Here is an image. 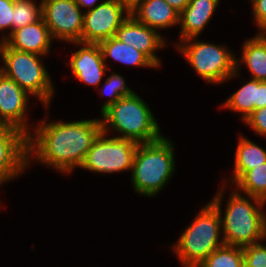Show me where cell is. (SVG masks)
<instances>
[{"mask_svg": "<svg viewBox=\"0 0 266 267\" xmlns=\"http://www.w3.org/2000/svg\"><path fill=\"white\" fill-rule=\"evenodd\" d=\"M101 131L100 119L48 124L42 121L34 131L35 138L32 133L27 138L28 164L30 154H35L39 162L70 173L76 166L81 167Z\"/></svg>", "mask_w": 266, "mask_h": 267, "instance_id": "6da1fadb", "label": "cell"}, {"mask_svg": "<svg viewBox=\"0 0 266 267\" xmlns=\"http://www.w3.org/2000/svg\"><path fill=\"white\" fill-rule=\"evenodd\" d=\"M223 188H225L224 185L211 203L218 209L221 215L222 239L224 243L226 245L244 247L258 243L257 240L266 238V214L260 210L265 201L258 197L248 196V198L257 203L255 207L253 203L249 202L238 191H233L228 200L223 218L221 214Z\"/></svg>", "mask_w": 266, "mask_h": 267, "instance_id": "7a4b0ae2", "label": "cell"}, {"mask_svg": "<svg viewBox=\"0 0 266 267\" xmlns=\"http://www.w3.org/2000/svg\"><path fill=\"white\" fill-rule=\"evenodd\" d=\"M101 114L104 118L101 120L102 132L106 135L111 127L122 134L119 138L131 139L139 144L162 137L148 105L136 93L122 97Z\"/></svg>", "mask_w": 266, "mask_h": 267, "instance_id": "3957f363", "label": "cell"}, {"mask_svg": "<svg viewBox=\"0 0 266 267\" xmlns=\"http://www.w3.org/2000/svg\"><path fill=\"white\" fill-rule=\"evenodd\" d=\"M174 151L169 139L140 143L132 165L134 189L145 196H154L166 185L174 172Z\"/></svg>", "mask_w": 266, "mask_h": 267, "instance_id": "277c9868", "label": "cell"}, {"mask_svg": "<svg viewBox=\"0 0 266 267\" xmlns=\"http://www.w3.org/2000/svg\"><path fill=\"white\" fill-rule=\"evenodd\" d=\"M222 228L221 215L210 202L199 212L174 245L184 267H198L213 251L224 245L219 241Z\"/></svg>", "mask_w": 266, "mask_h": 267, "instance_id": "5b68a950", "label": "cell"}, {"mask_svg": "<svg viewBox=\"0 0 266 267\" xmlns=\"http://www.w3.org/2000/svg\"><path fill=\"white\" fill-rule=\"evenodd\" d=\"M0 54L5 63L0 72L48 106L54 89L51 78L39 58L41 55L12 49L2 40Z\"/></svg>", "mask_w": 266, "mask_h": 267, "instance_id": "8992f818", "label": "cell"}, {"mask_svg": "<svg viewBox=\"0 0 266 267\" xmlns=\"http://www.w3.org/2000/svg\"><path fill=\"white\" fill-rule=\"evenodd\" d=\"M193 38L181 41L184 45L177 48L185 55L195 71L205 80L212 83H222L236 77L238 63L234 55L226 47L204 42H192ZM192 43H191V42Z\"/></svg>", "mask_w": 266, "mask_h": 267, "instance_id": "52a82bcc", "label": "cell"}, {"mask_svg": "<svg viewBox=\"0 0 266 267\" xmlns=\"http://www.w3.org/2000/svg\"><path fill=\"white\" fill-rule=\"evenodd\" d=\"M104 132L93 141L81 168L97 173H115L132 170L133 159L139 143L131 139L106 138Z\"/></svg>", "mask_w": 266, "mask_h": 267, "instance_id": "ba28073f", "label": "cell"}, {"mask_svg": "<svg viewBox=\"0 0 266 267\" xmlns=\"http://www.w3.org/2000/svg\"><path fill=\"white\" fill-rule=\"evenodd\" d=\"M42 18L52 38L82 43L83 16L75 0H42Z\"/></svg>", "mask_w": 266, "mask_h": 267, "instance_id": "9c48e42d", "label": "cell"}, {"mask_svg": "<svg viewBox=\"0 0 266 267\" xmlns=\"http://www.w3.org/2000/svg\"><path fill=\"white\" fill-rule=\"evenodd\" d=\"M83 14L82 43L99 44L115 35L130 11L117 0H106Z\"/></svg>", "mask_w": 266, "mask_h": 267, "instance_id": "30bf717a", "label": "cell"}, {"mask_svg": "<svg viewBox=\"0 0 266 267\" xmlns=\"http://www.w3.org/2000/svg\"><path fill=\"white\" fill-rule=\"evenodd\" d=\"M28 93L0 72V125L10 126L29 136L25 123Z\"/></svg>", "mask_w": 266, "mask_h": 267, "instance_id": "8fae6325", "label": "cell"}, {"mask_svg": "<svg viewBox=\"0 0 266 267\" xmlns=\"http://www.w3.org/2000/svg\"><path fill=\"white\" fill-rule=\"evenodd\" d=\"M114 37L145 54L157 67L160 66V60L154 52L166 46L164 39L156 30L138 22L131 14Z\"/></svg>", "mask_w": 266, "mask_h": 267, "instance_id": "7c38bea8", "label": "cell"}, {"mask_svg": "<svg viewBox=\"0 0 266 267\" xmlns=\"http://www.w3.org/2000/svg\"><path fill=\"white\" fill-rule=\"evenodd\" d=\"M76 44L84 46L71 56L72 73L83 83L98 86L107 69L99 44L80 42Z\"/></svg>", "mask_w": 266, "mask_h": 267, "instance_id": "4fadbf2b", "label": "cell"}, {"mask_svg": "<svg viewBox=\"0 0 266 267\" xmlns=\"http://www.w3.org/2000/svg\"><path fill=\"white\" fill-rule=\"evenodd\" d=\"M51 39L50 31L43 18H41L33 24L13 31L8 35V38H2V41L12 49L44 56L49 53Z\"/></svg>", "mask_w": 266, "mask_h": 267, "instance_id": "5bb4252c", "label": "cell"}, {"mask_svg": "<svg viewBox=\"0 0 266 267\" xmlns=\"http://www.w3.org/2000/svg\"><path fill=\"white\" fill-rule=\"evenodd\" d=\"M130 14L140 23L157 31L179 24V13L165 0H141Z\"/></svg>", "mask_w": 266, "mask_h": 267, "instance_id": "9a60e30c", "label": "cell"}, {"mask_svg": "<svg viewBox=\"0 0 266 267\" xmlns=\"http://www.w3.org/2000/svg\"><path fill=\"white\" fill-rule=\"evenodd\" d=\"M220 0H190L179 15L181 41L199 36L214 14Z\"/></svg>", "mask_w": 266, "mask_h": 267, "instance_id": "2e32d148", "label": "cell"}, {"mask_svg": "<svg viewBox=\"0 0 266 267\" xmlns=\"http://www.w3.org/2000/svg\"><path fill=\"white\" fill-rule=\"evenodd\" d=\"M266 106V81L251 79L232 94L223 107L243 114V121L254 111Z\"/></svg>", "mask_w": 266, "mask_h": 267, "instance_id": "e0dca14e", "label": "cell"}, {"mask_svg": "<svg viewBox=\"0 0 266 267\" xmlns=\"http://www.w3.org/2000/svg\"><path fill=\"white\" fill-rule=\"evenodd\" d=\"M27 138L16 128L0 126V162H28Z\"/></svg>", "mask_w": 266, "mask_h": 267, "instance_id": "ac0fdd59", "label": "cell"}, {"mask_svg": "<svg viewBox=\"0 0 266 267\" xmlns=\"http://www.w3.org/2000/svg\"><path fill=\"white\" fill-rule=\"evenodd\" d=\"M99 46L104 60L111 57L118 62L130 66L135 65L157 68V66L145 54L119 41L114 36L100 42Z\"/></svg>", "mask_w": 266, "mask_h": 267, "instance_id": "d6986e66", "label": "cell"}, {"mask_svg": "<svg viewBox=\"0 0 266 267\" xmlns=\"http://www.w3.org/2000/svg\"><path fill=\"white\" fill-rule=\"evenodd\" d=\"M241 61L253 75V79L266 81V33H259L243 45Z\"/></svg>", "mask_w": 266, "mask_h": 267, "instance_id": "ffe728a7", "label": "cell"}, {"mask_svg": "<svg viewBox=\"0 0 266 267\" xmlns=\"http://www.w3.org/2000/svg\"><path fill=\"white\" fill-rule=\"evenodd\" d=\"M236 149L235 168L232 182L235 183L245 172L254 169L266 162V151L248 140L247 138H239Z\"/></svg>", "mask_w": 266, "mask_h": 267, "instance_id": "44dd1931", "label": "cell"}, {"mask_svg": "<svg viewBox=\"0 0 266 267\" xmlns=\"http://www.w3.org/2000/svg\"><path fill=\"white\" fill-rule=\"evenodd\" d=\"M235 185L247 196H254L266 202V162L245 172Z\"/></svg>", "mask_w": 266, "mask_h": 267, "instance_id": "7402d4cb", "label": "cell"}, {"mask_svg": "<svg viewBox=\"0 0 266 267\" xmlns=\"http://www.w3.org/2000/svg\"><path fill=\"white\" fill-rule=\"evenodd\" d=\"M198 267H244L243 249L224 244L213 251Z\"/></svg>", "mask_w": 266, "mask_h": 267, "instance_id": "603a6c76", "label": "cell"}, {"mask_svg": "<svg viewBox=\"0 0 266 267\" xmlns=\"http://www.w3.org/2000/svg\"><path fill=\"white\" fill-rule=\"evenodd\" d=\"M42 18V4L35 5L31 0H14L12 32Z\"/></svg>", "mask_w": 266, "mask_h": 267, "instance_id": "cb8c5ba5", "label": "cell"}, {"mask_svg": "<svg viewBox=\"0 0 266 267\" xmlns=\"http://www.w3.org/2000/svg\"><path fill=\"white\" fill-rule=\"evenodd\" d=\"M101 93L103 94V96L106 93L111 98L103 104L101 108L102 113L106 108L116 103L119 99L124 96L131 95L132 93H134V91L126 86L125 80L122 76L113 73L106 79V83L101 89Z\"/></svg>", "mask_w": 266, "mask_h": 267, "instance_id": "d4e9b609", "label": "cell"}, {"mask_svg": "<svg viewBox=\"0 0 266 267\" xmlns=\"http://www.w3.org/2000/svg\"><path fill=\"white\" fill-rule=\"evenodd\" d=\"M244 267H266V246L254 243L242 247Z\"/></svg>", "mask_w": 266, "mask_h": 267, "instance_id": "484cf974", "label": "cell"}, {"mask_svg": "<svg viewBox=\"0 0 266 267\" xmlns=\"http://www.w3.org/2000/svg\"><path fill=\"white\" fill-rule=\"evenodd\" d=\"M28 162H0V185L26 169Z\"/></svg>", "mask_w": 266, "mask_h": 267, "instance_id": "4316f807", "label": "cell"}, {"mask_svg": "<svg viewBox=\"0 0 266 267\" xmlns=\"http://www.w3.org/2000/svg\"><path fill=\"white\" fill-rule=\"evenodd\" d=\"M245 123L250 125L256 133L266 136V106L254 110L246 119Z\"/></svg>", "mask_w": 266, "mask_h": 267, "instance_id": "83f0119b", "label": "cell"}, {"mask_svg": "<svg viewBox=\"0 0 266 267\" xmlns=\"http://www.w3.org/2000/svg\"><path fill=\"white\" fill-rule=\"evenodd\" d=\"M14 0H0V30L10 28L12 33Z\"/></svg>", "mask_w": 266, "mask_h": 267, "instance_id": "f1b7e54d", "label": "cell"}, {"mask_svg": "<svg viewBox=\"0 0 266 267\" xmlns=\"http://www.w3.org/2000/svg\"><path fill=\"white\" fill-rule=\"evenodd\" d=\"M252 6L255 23L261 33H266V0H255L252 2Z\"/></svg>", "mask_w": 266, "mask_h": 267, "instance_id": "f546056e", "label": "cell"}, {"mask_svg": "<svg viewBox=\"0 0 266 267\" xmlns=\"http://www.w3.org/2000/svg\"><path fill=\"white\" fill-rule=\"evenodd\" d=\"M179 14L185 9L190 0H165Z\"/></svg>", "mask_w": 266, "mask_h": 267, "instance_id": "4dcf8cb0", "label": "cell"}, {"mask_svg": "<svg viewBox=\"0 0 266 267\" xmlns=\"http://www.w3.org/2000/svg\"><path fill=\"white\" fill-rule=\"evenodd\" d=\"M76 4L79 7H88L89 9L87 11L92 10L94 7H96L97 5H95V3L97 2V0H75Z\"/></svg>", "mask_w": 266, "mask_h": 267, "instance_id": "1f68e13d", "label": "cell"}, {"mask_svg": "<svg viewBox=\"0 0 266 267\" xmlns=\"http://www.w3.org/2000/svg\"><path fill=\"white\" fill-rule=\"evenodd\" d=\"M131 11L141 0H117Z\"/></svg>", "mask_w": 266, "mask_h": 267, "instance_id": "d6a6232c", "label": "cell"}]
</instances>
